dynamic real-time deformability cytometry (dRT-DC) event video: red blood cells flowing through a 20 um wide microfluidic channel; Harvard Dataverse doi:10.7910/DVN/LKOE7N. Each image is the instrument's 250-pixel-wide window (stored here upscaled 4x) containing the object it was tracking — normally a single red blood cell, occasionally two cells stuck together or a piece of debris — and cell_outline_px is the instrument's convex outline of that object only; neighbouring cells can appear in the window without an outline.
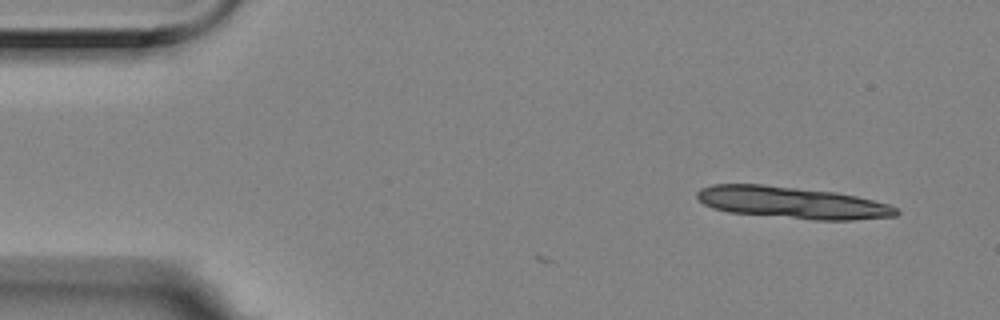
{"species": "Egyptian fruit bat (a non-hibernating species)", "species_latin": "Rousettus aegyptiacus", "temperature_condition": "room temperature", "stored_images_in_passage": 2, "camera_frame_rate_fps": 3000, "um_per_image_px": 0.085, "animal": {"sex": "female"}, "frame": {"image": 1, "passage_image": 2, "time_ms": 0.333, "image_size_px": [1000, 320], "cell_outline_px": [[900, 212], [896, 216], [852, 220], [812, 220], [728, 212], [712, 208], [704, 204], [696, 196], [696, 192], [700, 188], [712, 184], [764, 184], [836, 192], [856, 196], [888, 204], [896, 208]], "centroid_in_image_um": [67.3, 17.22], "position_along_channel_um": 17.7, "area_um2": 37.11}}